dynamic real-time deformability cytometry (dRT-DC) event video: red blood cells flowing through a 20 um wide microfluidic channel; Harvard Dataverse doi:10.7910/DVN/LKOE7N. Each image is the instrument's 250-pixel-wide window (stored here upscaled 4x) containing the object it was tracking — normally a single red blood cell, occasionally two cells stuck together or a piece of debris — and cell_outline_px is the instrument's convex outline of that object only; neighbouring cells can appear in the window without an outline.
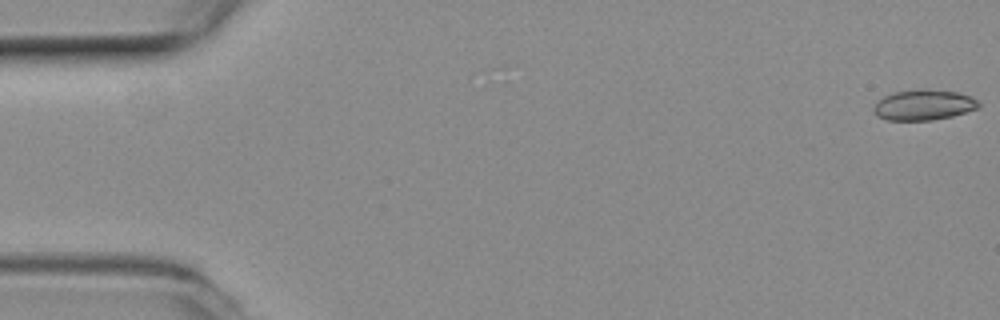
{"species": "common noctule bat (a hibernating species)", "species_latin": "Nyctalus noctula", "temperature_condition": "room temperature", "stored_images_in_passage": 17, "camera_frame_rate_fps": 3000, "um_per_image_px": 0.085, "animal": {"sex": "female", "body_mass_g": 19.3, "forearm_length_mm": 54.1}, "frame": {"image": 1, "passage_image": 1, "time_ms": 0.0, "image_size_px": [1000, 320], "cell_outline_px": [[980, 104], [976, 108], [952, 116], [932, 120], [888, 120], [876, 116], [872, 108], [884, 96], [892, 92], [920, 88], [928, 88], [956, 92], [968, 96], [976, 100]], "centroid_in_image_um": [78.46, 8.9], "position_along_channel_um": 6.5, "area_um2": 18.61}}
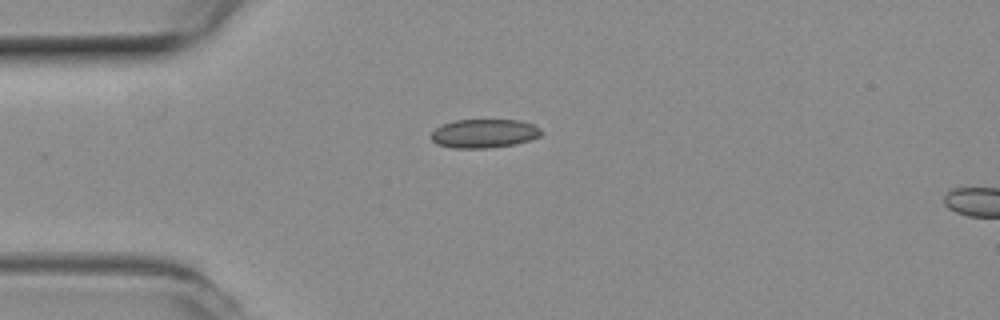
{"frame": {"image": 2, "passage_image": 14, "time_ms": 4.333, "image_size_px": [1000, 320], "cell_outline_px": [[544, 132], [540, 136], [516, 144], [488, 148], [452, 148], [436, 144], [432, 140], [432, 132], [436, 128], [444, 124], [456, 120], [520, 120], [532, 124], [540, 128]], "centroid_in_image_um": [41.17, 11.35], "position_along_channel_um": 43.8, "area_um2": 18.44}}